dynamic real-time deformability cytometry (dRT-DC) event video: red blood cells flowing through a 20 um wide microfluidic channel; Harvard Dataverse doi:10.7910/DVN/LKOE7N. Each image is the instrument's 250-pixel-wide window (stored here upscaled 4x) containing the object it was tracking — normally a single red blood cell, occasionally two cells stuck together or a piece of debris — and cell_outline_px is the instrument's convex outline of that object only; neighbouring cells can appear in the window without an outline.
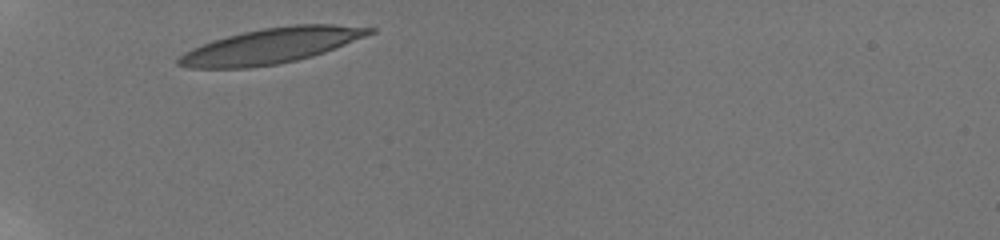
{"species": "human", "species_latin": "Homo sapiens", "temperature_condition": "room temperature", "stored_images_in_passage": 4, "camera_frame_rate_fps": 3000, "um_per_image_px": 0.085, "donor": {"sex": "male"}, "frame": {"image": 1, "passage_image": 1, "time_ms": 0.0, "image_size_px": [1000, 240], "cell_outline_px": [[376, 32], [324, 52], [312, 56], [296, 60], [276, 64], [248, 68], [188, 68], [176, 64], [176, 60], [184, 52], [192, 48], [212, 40], [260, 28], [292, 24], [332, 24], [376, 28]], "centroid_in_image_um": [23.03, 3.89], "position_along_channel_um": 62.0, "area_um2": 39.19}}